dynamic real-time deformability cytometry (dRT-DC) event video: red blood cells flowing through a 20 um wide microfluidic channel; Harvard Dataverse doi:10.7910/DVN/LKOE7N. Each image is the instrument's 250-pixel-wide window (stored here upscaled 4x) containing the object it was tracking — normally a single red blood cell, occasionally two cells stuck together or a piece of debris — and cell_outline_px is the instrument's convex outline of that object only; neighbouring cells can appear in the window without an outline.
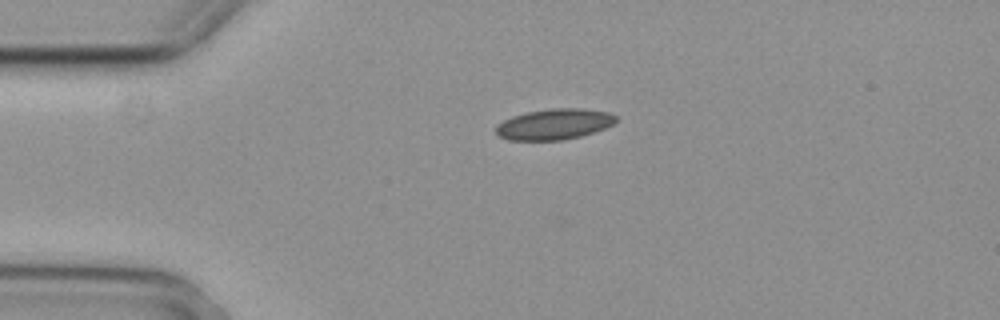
{"species": "common noctule bat (a hibernating species)", "species_latin": "Nyctalus noctula", "temperature_condition": "cold", "stored_images_in_passage": 2, "camera_frame_rate_fps": 3000, "um_per_image_px": 0.085, "animal": {"sex": "female", "body_mass_g": 29.2, "forearm_length_mm": 56.3}, "frame": {"image": 1, "passage_image": 1, "time_ms": 0.0, "image_size_px": [1000, 320], "cell_outline_px": [[616, 120], [612, 124], [604, 128], [580, 136], [564, 140], [508, 140], [500, 136], [496, 132], [496, 124], [512, 116], [528, 112], [552, 108], [584, 108], [608, 112], [616, 116]], "centroid_in_image_um": [47.09, 10.55], "position_along_channel_um": 37.9, "area_um2": 21.39}}